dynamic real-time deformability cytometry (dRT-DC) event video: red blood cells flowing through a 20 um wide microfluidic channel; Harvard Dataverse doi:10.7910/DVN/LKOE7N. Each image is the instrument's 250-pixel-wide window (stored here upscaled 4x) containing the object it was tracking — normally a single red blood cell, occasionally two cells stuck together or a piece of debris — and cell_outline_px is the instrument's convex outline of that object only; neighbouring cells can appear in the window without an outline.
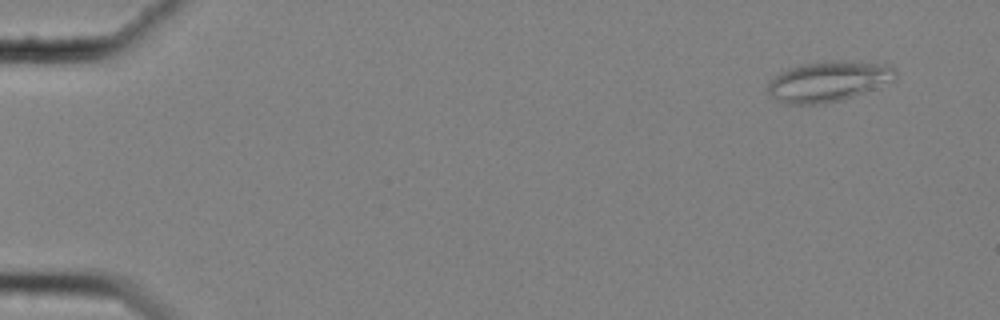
{"species": "common noctule bat (a hibernating species)", "species_latin": "Nyctalus noctula", "temperature_condition": "cold", "stored_images_in_passage": 60, "camera_frame_rate_fps": 3000, "um_per_image_px": 0.085, "animal": {"sex": "female", "body_mass_g": 25.1}, "frame": {"image": 1, "passage_image": 5, "time_ms": 1.333, "image_size_px": [1000, 320], "cell_outline_px": [[896, 80], [864, 92], [840, 100], [824, 104], [784, 104], [776, 100], [768, 92], [768, 84], [780, 72], [788, 68], [800, 64], [824, 60], [844, 60], [888, 64], [896, 68]], "centroid_in_image_um": [70.43, 6.9], "position_along_channel_um": 14.6, "area_um2": 30.35}}
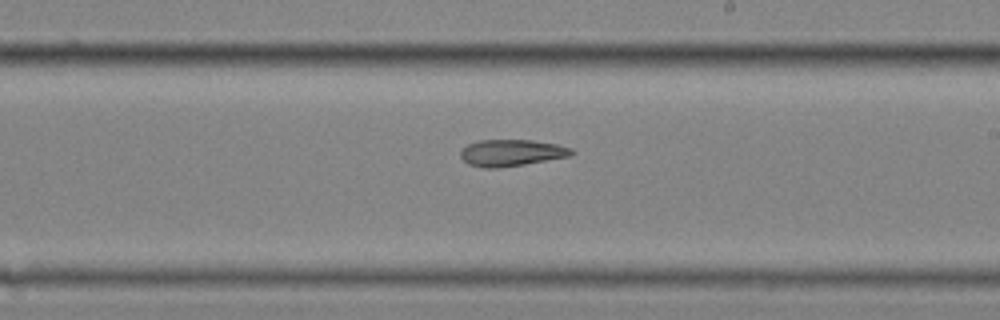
{"frame": {"image": 2, "passage_image": 36, "time_ms": 11.667, "image_size_px": [1000, 320], "cell_outline_px": [[576, 152], [572, 156], [524, 164], [496, 168], [484, 168], [468, 164], [460, 156], [460, 152], [468, 144], [480, 140], [532, 140], [556, 144], [572, 148]], "centroid_in_image_um": [43.51, 12.99], "position_along_channel_um": 245.5, "area_um2": 17.22}}
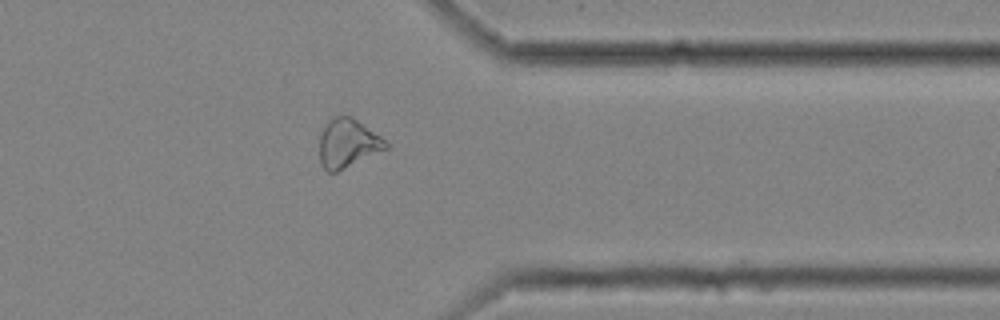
{"frame": {"image": 3, "passage_image": 48, "time_ms": 15.667, "image_size_px": [1000, 320], "cell_outline_px": [[388, 148], [336, 172], [328, 172], [320, 164], [320, 136], [324, 124], [328, 120], [336, 116], [352, 116], [380, 136], [388, 144]], "centroid_in_image_um": [29.53, 12.17], "position_along_channel_um": 381.9, "area_um2": 18.67}}